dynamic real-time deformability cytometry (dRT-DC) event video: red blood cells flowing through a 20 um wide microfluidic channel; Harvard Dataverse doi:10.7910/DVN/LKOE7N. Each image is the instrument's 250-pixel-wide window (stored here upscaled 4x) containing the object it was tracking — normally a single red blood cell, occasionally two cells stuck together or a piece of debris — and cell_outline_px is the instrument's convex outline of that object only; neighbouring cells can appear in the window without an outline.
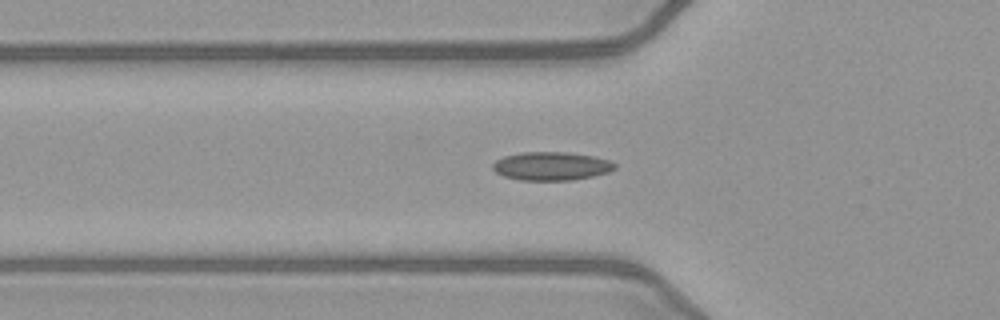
{"species": "common noctule bat (a hibernating species)", "species_latin": "Nyctalus noctula", "temperature_condition": "warm", "stored_images_in_passage": 35, "camera_frame_rate_fps": 3000, "um_per_image_px": 0.085, "animal": {"sex": "female", "body_mass_g": 21.9}, "frame": {"image": 1, "passage_image": 2, "time_ms": 0.333, "image_size_px": [1000, 320], "cell_outline_px": [[616, 168], [608, 172], [592, 176], [572, 180], [520, 180], [504, 176], [496, 172], [492, 168], [492, 164], [496, 160], [504, 156], [520, 152], [568, 152], [592, 156], [608, 160], [616, 164]], "centroid_in_image_um": [46.84, 14.11], "position_along_channel_um": 79.0, "area_um2": 20.17}}
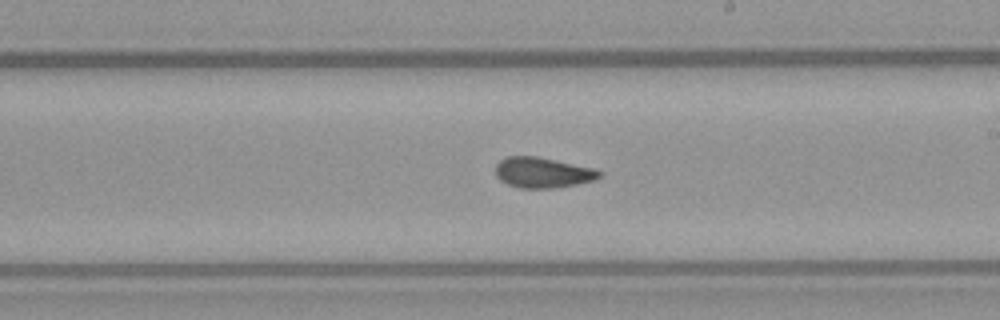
{"frame": {"image": 2, "passage_image": 14, "time_ms": 4.333, "image_size_px": [1000, 320], "cell_outline_px": [[604, 172], [600, 176], [592, 180], [576, 184], [552, 188], [520, 188], [508, 184], [500, 180], [496, 176], [496, 164], [500, 160], [508, 156], [536, 156], [596, 168]], "centroid_in_image_um": [46.13, 14.66], "position_along_channel_um": 242.9, "area_um2": 18.44}}
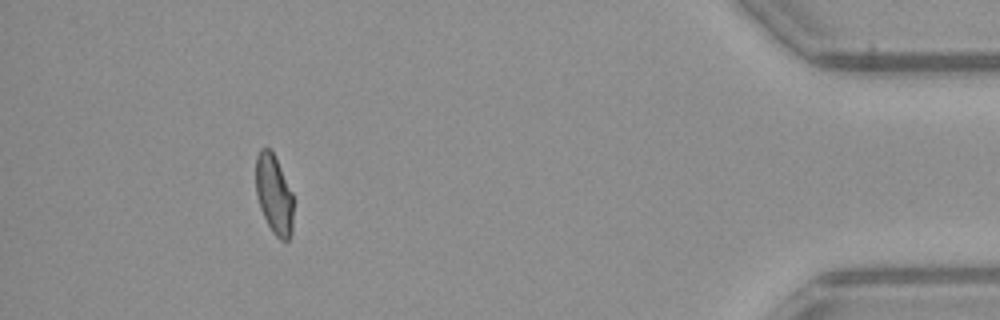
{"frame": {"image": 3, "passage_image": 31, "time_ms": 10.0, "image_size_px": [1000, 320], "cell_outline_px": [[292, 232], [288, 240], [280, 240], [272, 232], [260, 208], [256, 196], [256, 156], [260, 148], [268, 148], [276, 156], [292, 192]], "centroid_in_image_um": [23.28, 16.51], "position_along_channel_um": 411.9, "area_um2": 17.4}, "authors_computed_cell_mechanics": {"area_um2": 18.3804, "velocity_mm_per_s": 4.0611, "shape_relaxation_time_tau1_ms": null, "shape_relaxation_time_tau2_ms": 2.3261, "deformation_change_tau1": null, "deformation_change_tau2": 0.0728}}